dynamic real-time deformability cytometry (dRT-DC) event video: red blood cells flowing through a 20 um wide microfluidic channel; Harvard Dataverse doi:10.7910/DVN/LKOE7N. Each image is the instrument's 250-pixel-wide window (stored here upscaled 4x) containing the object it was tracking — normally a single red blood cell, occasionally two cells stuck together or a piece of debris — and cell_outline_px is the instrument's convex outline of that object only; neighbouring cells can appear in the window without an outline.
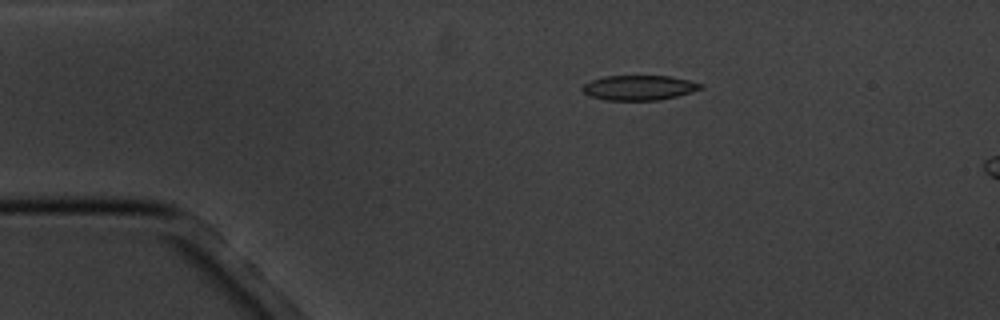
{"species": "common noctule bat (a hibernating species)", "species_latin": "Nyctalus noctula", "temperature_condition": "cold", "stored_images_in_passage": 5, "camera_frame_rate_fps": 3000, "um_per_image_px": 0.085, "animal": {"sex": "male", "body_mass_g": 20.1, "forearm_length_mm": 53.5}, "frame": {"image": 1, "passage_image": 3, "time_ms": 2.667, "image_size_px": [1000, 320], "cell_outline_px": [[704, 88], [692, 92], [660, 100], [608, 100], [588, 96], [580, 88], [584, 84], [592, 80], [604, 76], [668, 76], [688, 80], [704, 84]], "centroid_in_image_um": [54.32, 7.45], "position_along_channel_um": 30.7, "area_um2": 17.17}}